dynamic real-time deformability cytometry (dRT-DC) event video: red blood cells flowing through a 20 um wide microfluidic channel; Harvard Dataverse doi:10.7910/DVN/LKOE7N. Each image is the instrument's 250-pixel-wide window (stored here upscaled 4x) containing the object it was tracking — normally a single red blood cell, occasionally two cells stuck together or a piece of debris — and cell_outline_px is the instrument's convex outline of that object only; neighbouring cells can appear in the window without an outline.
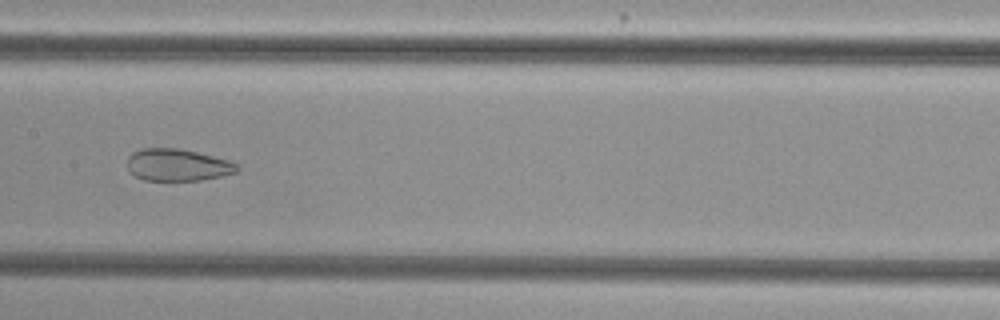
{"species": "common noctule bat (a hibernating species)", "species_latin": "Nyctalus noctula", "temperature_condition": "cold", "stored_images_in_passage": 48, "camera_frame_rate_fps": 3000, "um_per_image_px": 0.085, "animal": {"sex": "female", "body_mass_g": 29.2, "forearm_length_mm": 56.3}, "frame": {"image": 1, "passage_image": 22, "time_ms": 7.0, "image_size_px": [1000, 320], "cell_outline_px": [[240, 168], [236, 172], [220, 176], [200, 180], [144, 180], [136, 176], [128, 168], [128, 156], [132, 152], [140, 148], [180, 148], [228, 160], [236, 164]], "centroid_in_image_um": [15.07, 14.01], "position_along_channel_um": 192.3, "area_um2": 20.35}}
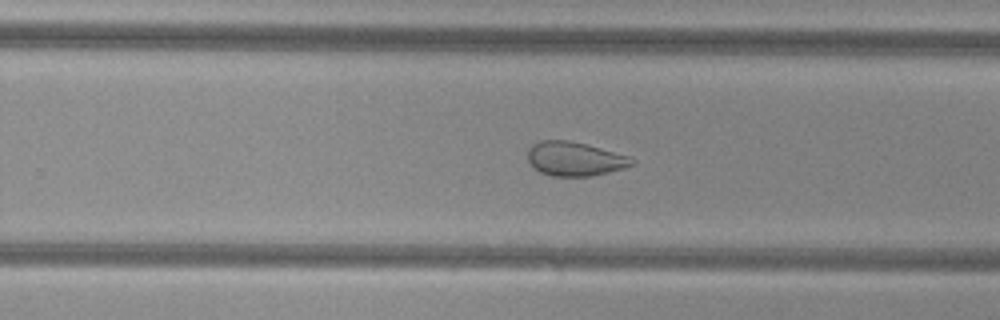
{"frame": {"image": 2, "passage_image": 29, "time_ms": 9.333, "image_size_px": [1000, 320], "cell_outline_px": [[636, 164], [624, 168], [592, 176], [552, 176], [540, 172], [528, 160], [528, 148], [532, 144], [540, 140], [568, 140], [588, 144], [628, 156], [636, 160]], "centroid_in_image_um": [48.87, 13.49], "position_along_channel_um": 280.9, "area_um2": 20.75}}
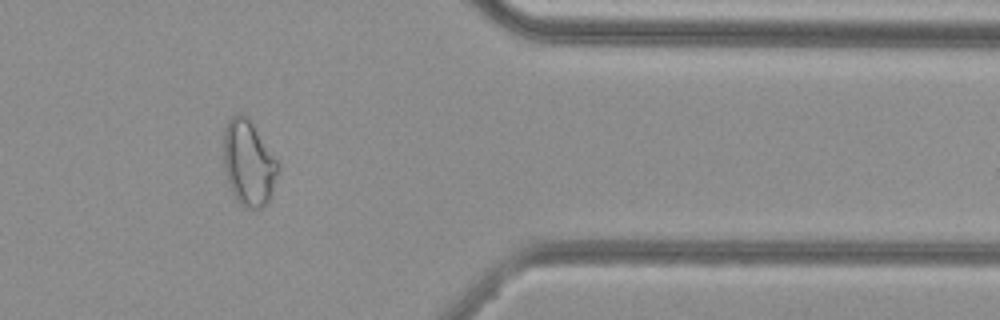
{"frame": {"image": 3, "passage_image": 39, "time_ms": 12.667, "image_size_px": [1000, 320], "cell_outline_px": [[280, 168], [272, 196], [260, 208], [244, 208], [236, 200], [232, 192], [224, 168], [224, 128], [228, 120], [236, 112], [244, 112], [248, 116], [280, 164]], "centroid_in_image_um": [21.14, 13.83], "position_along_channel_um": 390.3, "area_um2": 27.51}, "authors_computed_cell_mechanics": {"area_um2": 27.455, "velocity_mm_per_s": 3.8181, "shape_relaxation_time_tau1_ms": null, "shape_relaxation_time_tau2_ms": 1.7966, "deformation_change_tau1": null, "deformation_change_tau2": 0.0872}}